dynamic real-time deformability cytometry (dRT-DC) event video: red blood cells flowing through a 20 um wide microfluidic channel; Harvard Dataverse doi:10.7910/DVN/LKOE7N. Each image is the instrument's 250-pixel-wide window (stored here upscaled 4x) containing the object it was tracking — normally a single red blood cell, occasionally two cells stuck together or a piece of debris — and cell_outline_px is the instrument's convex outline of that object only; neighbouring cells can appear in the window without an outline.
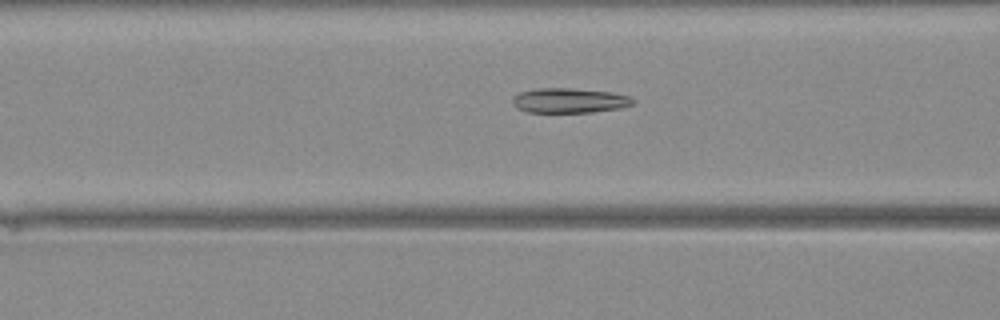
{"species": "Egyptian fruit bat (a non-hibernating species)", "species_latin": "Rousettus aegyptiacus", "temperature_condition": "warm", "stored_images_in_passage": 31, "camera_frame_rate_fps": 3000, "um_per_image_px": 0.085, "animal": {"sex": "female"}, "frame": {"image": 1, "passage_image": 10, "time_ms": 3.0, "image_size_px": [1000, 320], "cell_outline_px": [[636, 100], [632, 104], [620, 108], [592, 112], [528, 112], [516, 108], [512, 104], [512, 96], [520, 92], [536, 88], [572, 88], [612, 92], [628, 96]], "centroid_in_image_um": [48.36, 8.54], "position_along_channel_um": 118.2, "area_um2": 17.51}}
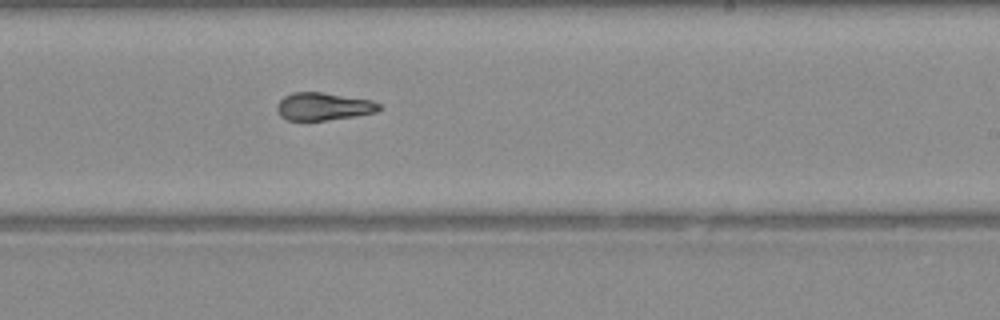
{"frame": {"image": 2, "passage_image": 19, "time_ms": 6.0, "image_size_px": [1000, 320], "cell_outline_px": [[380, 108], [376, 112], [356, 116], [324, 120], [288, 120], [280, 116], [276, 112], [276, 104], [284, 96], [292, 92], [324, 92], [372, 100], [380, 104]], "centroid_in_image_um": [27.46, 9.04], "position_along_channel_um": 261.5, "area_um2": 16.59}}
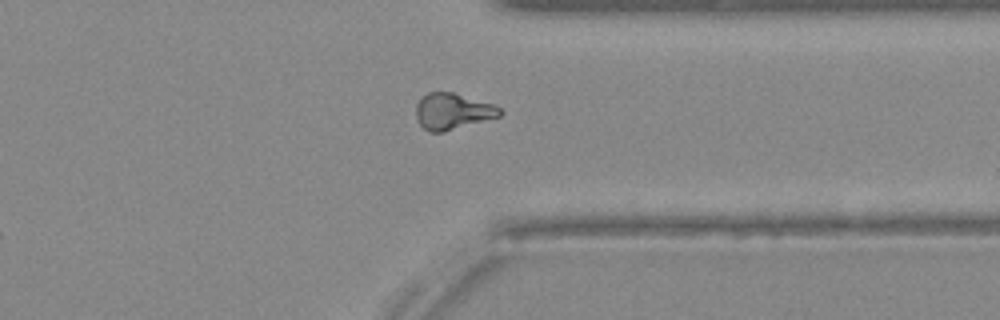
{"frame": {"image": 3, "passage_image": 26, "time_ms": 8.333, "image_size_px": [1000, 320], "cell_outline_px": [[504, 112], [500, 116], [444, 132], [428, 132], [416, 120], [416, 104], [420, 96], [428, 92], [452, 92], [492, 104], [500, 108]], "centroid_in_image_um": [38.43, 9.46], "position_along_channel_um": 373.0, "area_um2": 17.74}}